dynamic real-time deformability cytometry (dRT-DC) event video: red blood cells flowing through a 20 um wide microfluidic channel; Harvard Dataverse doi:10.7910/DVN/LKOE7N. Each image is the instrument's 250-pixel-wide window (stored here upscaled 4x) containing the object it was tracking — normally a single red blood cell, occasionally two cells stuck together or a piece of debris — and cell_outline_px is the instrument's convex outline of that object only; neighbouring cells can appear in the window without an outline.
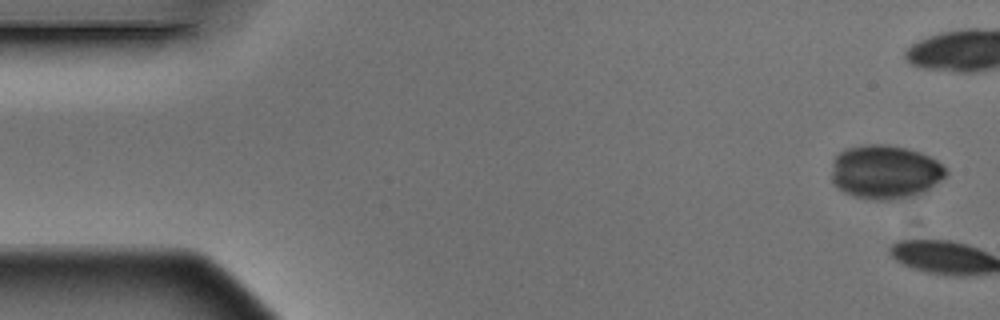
{"species": "Egyptian fruit bat (a non-hibernating species)", "species_latin": "Rousettus aegyptiacus", "temperature_condition": "warm", "stored_images_in_passage": 6, "camera_frame_rate_fps": 3000, "um_per_image_px": 0.085, "animal": {"sex": "male"}, "frame": {"image": 1, "passage_image": 1, "time_ms": 0.0, "image_size_px": [1000, 320], "cell_outline_px": [[948, 172], [940, 180], [928, 188], [912, 196], [900, 200], [872, 200], [852, 196], [844, 192], [832, 180], [832, 160], [844, 148], [864, 144], [888, 144], [908, 148], [920, 152], [936, 160]], "centroid_in_image_um": [75.19, 14.6], "position_along_channel_um": 9.8, "area_um2": 35.95}}